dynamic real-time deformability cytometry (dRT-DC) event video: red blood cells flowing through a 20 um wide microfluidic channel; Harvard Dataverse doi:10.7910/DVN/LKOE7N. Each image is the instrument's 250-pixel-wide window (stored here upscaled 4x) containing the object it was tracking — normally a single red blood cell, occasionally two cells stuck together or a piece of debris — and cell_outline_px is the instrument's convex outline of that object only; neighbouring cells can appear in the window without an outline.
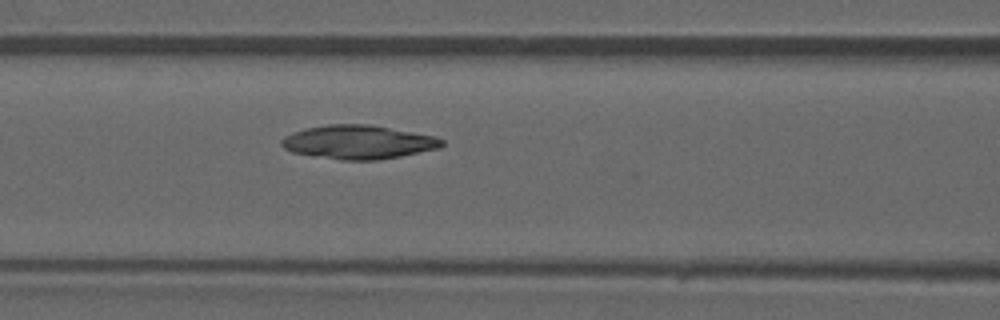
{"species": "common noctule bat (a hibernating species)", "species_latin": "Nyctalus noctula", "temperature_condition": "warm", "stored_images_in_passage": 33, "camera_frame_rate_fps": 3000, "um_per_image_px": 0.085, "animal": {"sex": "male", "forearm_length_mm": 52.5}, "frame": {"image": 1, "passage_image": 7, "time_ms": 2.0, "image_size_px": [1000, 320], "cell_outline_px": [[444, 144], [440, 148], [400, 156], [376, 160], [340, 160], [292, 152], [284, 148], [280, 144], [280, 140], [284, 136], [292, 132], [308, 128], [328, 124], [368, 124], [436, 136], [444, 140]], "centroid_in_image_um": [30.46, 12.08], "position_along_channel_um": 136.1, "area_um2": 31.5}}